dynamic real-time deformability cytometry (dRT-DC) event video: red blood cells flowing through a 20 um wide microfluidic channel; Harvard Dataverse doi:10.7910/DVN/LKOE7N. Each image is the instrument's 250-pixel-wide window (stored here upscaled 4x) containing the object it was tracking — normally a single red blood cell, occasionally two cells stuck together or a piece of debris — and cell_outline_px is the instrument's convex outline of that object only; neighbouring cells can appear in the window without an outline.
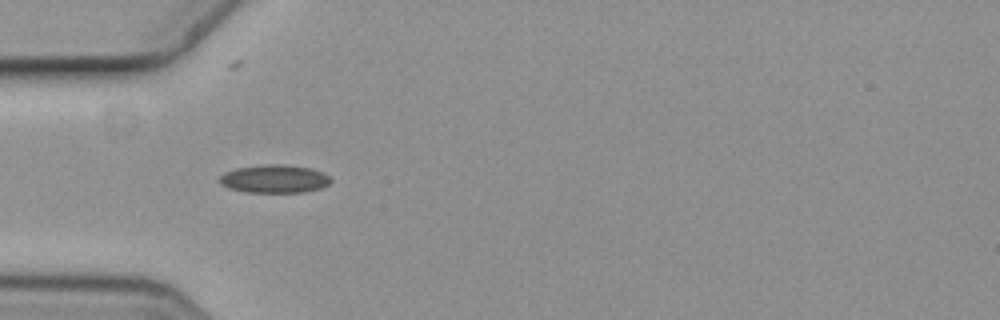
{"species": "common noctule bat (a hibernating species)", "species_latin": "Nyctalus noctula", "temperature_condition": "cold", "stored_images_in_passage": 10, "camera_frame_rate_fps": 3000, "um_per_image_px": 0.085, "animal": {"sex": "female", "body_mass_g": 19.3, "forearm_length_mm": 54.1}, "frame": {"image": 1, "passage_image": 5, "time_ms": 1.333, "image_size_px": [1000, 320], "cell_outline_px": [[332, 180], [328, 184], [320, 188], [304, 192], [244, 192], [228, 188], [220, 184], [220, 176], [224, 172], [236, 168], [264, 164], [284, 164], [312, 168], [324, 172]], "centroid_in_image_um": [23.32, 15.19], "position_along_channel_um": 61.7, "area_um2": 18.38}}
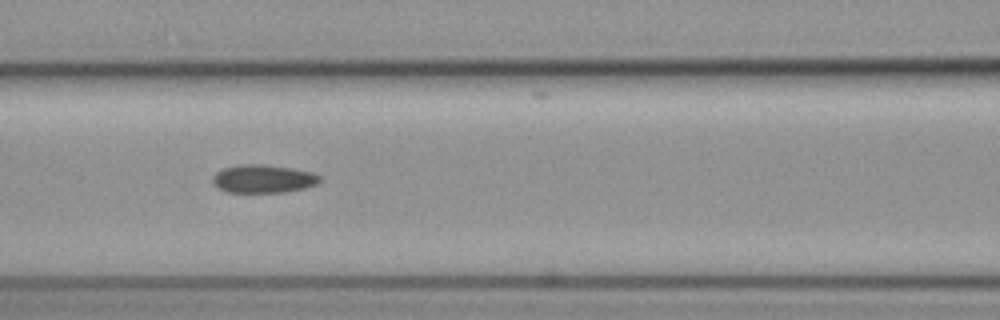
{"frame": {"image": 2, "passage_image": 7, "time_ms": 2.0, "image_size_px": [1000, 320], "cell_outline_px": [[320, 180], [316, 184], [304, 188], [284, 192], [228, 192], [212, 184], [212, 176], [216, 172], [224, 168], [240, 164], [260, 164], [288, 168], [312, 172], [320, 176]], "centroid_in_image_um": [22.34, 15.2], "position_along_channel_um": 144.3, "area_um2": 17.4}}
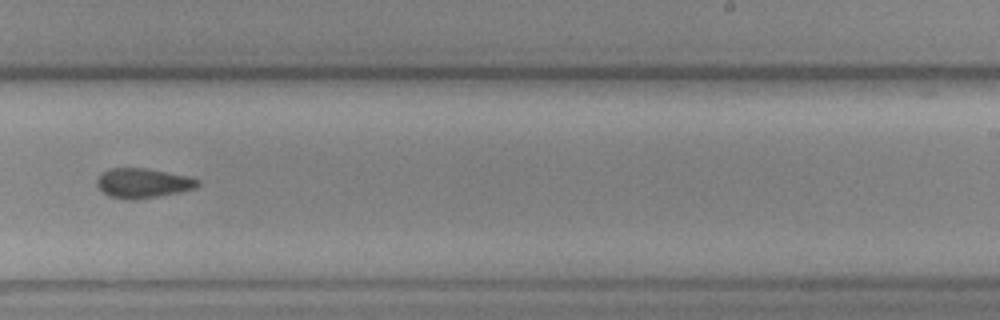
{"frame": {"image": 3, "passage_image": 10, "time_ms": 3.0, "image_size_px": [1000, 320], "cell_outline_px": [[200, 184], [196, 188], [180, 192], [136, 200], [128, 200], [108, 196], [96, 184], [96, 180], [104, 172], [112, 168], [144, 168], [188, 176], [200, 180]], "centroid_in_image_um": [12.17, 15.58], "position_along_channel_um": 276.8, "area_um2": 17.34}}